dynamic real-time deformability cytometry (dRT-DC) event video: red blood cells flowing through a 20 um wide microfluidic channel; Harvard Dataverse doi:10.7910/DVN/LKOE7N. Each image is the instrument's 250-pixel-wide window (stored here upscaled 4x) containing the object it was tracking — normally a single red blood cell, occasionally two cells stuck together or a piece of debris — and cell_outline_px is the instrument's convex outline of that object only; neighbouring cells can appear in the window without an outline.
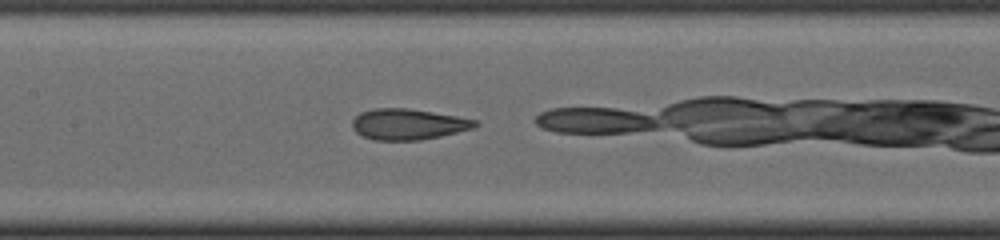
{"species": "common noctule bat (a hibernating species)", "species_latin": "Nyctalus noctula", "temperature_condition": "cold", "stored_images_in_passage": 30, "camera_frame_rate_fps": 3000, "um_per_image_px": 0.085, "animal": {"sex": "male", "body_mass_g": 19.0, "forearm_length_mm": 50.8}, "frame": {"image": 1, "passage_image": 18, "time_ms": 5.667, "image_size_px": [1000, 240], "cell_outline_px": [[480, 124], [472, 128], [440, 136], [420, 140], [372, 140], [356, 132], [352, 128], [352, 120], [360, 112], [372, 108], [408, 108], [456, 116], [476, 120]], "centroid_in_image_um": [34.65, 10.55], "position_along_channel_um": 172.8, "area_um2": 22.02}}